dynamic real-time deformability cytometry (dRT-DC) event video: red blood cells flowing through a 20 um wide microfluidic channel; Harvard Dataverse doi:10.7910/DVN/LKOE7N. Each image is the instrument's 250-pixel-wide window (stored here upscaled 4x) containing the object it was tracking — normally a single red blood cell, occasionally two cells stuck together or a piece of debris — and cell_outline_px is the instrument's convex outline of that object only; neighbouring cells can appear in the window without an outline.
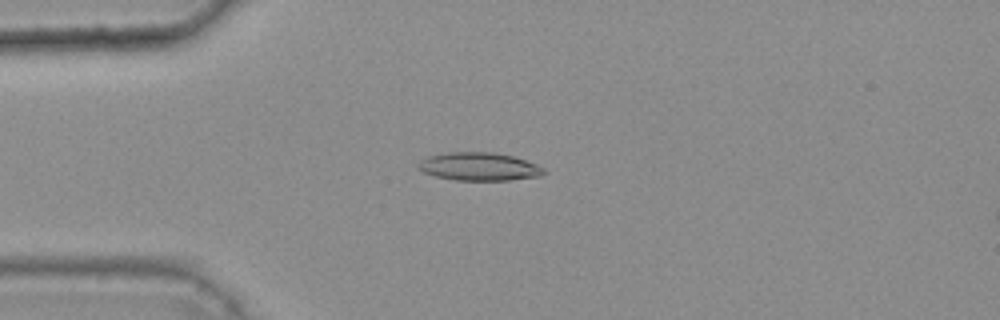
{"species": "common noctule bat (a hibernating species)", "species_latin": "Nyctalus noctula", "temperature_condition": "warm", "stored_images_in_passage": 47, "camera_frame_rate_fps": 3000, "um_per_image_px": 0.085, "animal": {"sex": "female", "body_mass_g": 25.1}, "frame": {"image": 1, "passage_image": 14, "time_ms": 4.333, "image_size_px": [1000, 320], "cell_outline_px": [[544, 172], [540, 176], [508, 180], [456, 180], [436, 176], [424, 172], [416, 164], [420, 160], [428, 156], [448, 152], [496, 152], [512, 156], [536, 164], [544, 168]], "centroid_in_image_um": [40.71, 14.15], "position_along_channel_um": 44.3, "area_um2": 20.4}}
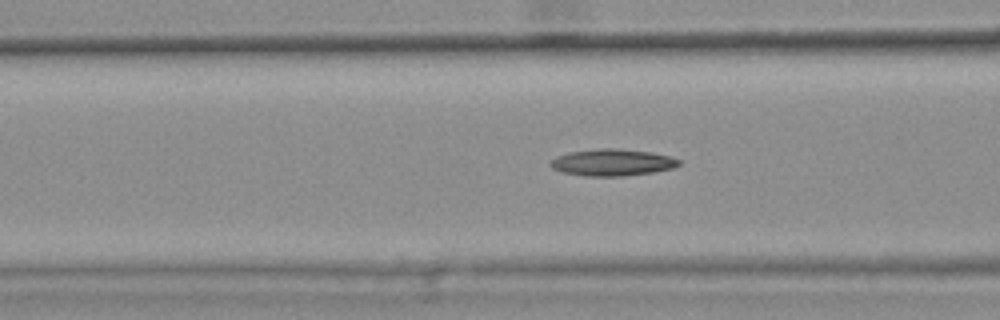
{"frame": {"image": 2, "passage_image": 21, "time_ms": 6.667, "image_size_px": [1000, 320], "cell_outline_px": [[680, 164], [672, 168], [652, 172], [620, 176], [584, 176], [564, 172], [552, 168], [548, 164], [556, 156], [568, 152], [600, 148], [616, 148], [652, 152], [668, 156], [680, 160]], "centroid_in_image_um": [52.01, 13.8], "position_along_channel_um": 114.6, "area_um2": 19.94}}
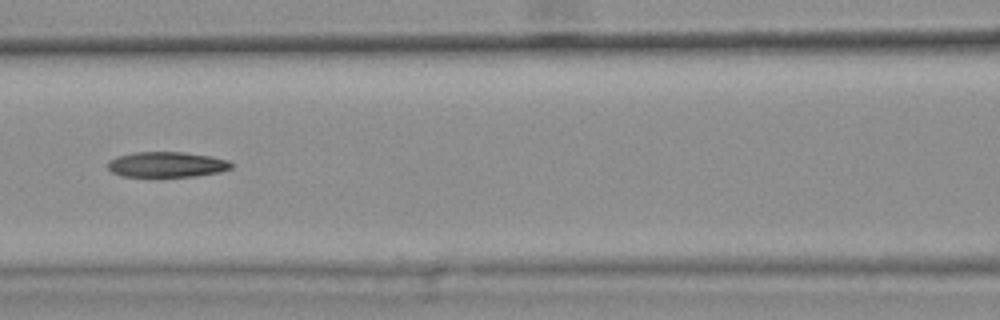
{"frame": {"image": 3, "passage_image": 24, "time_ms": 7.667, "image_size_px": [1000, 320], "cell_outline_px": [[232, 168], [220, 172], [196, 176], [120, 176], [112, 172], [108, 168], [108, 160], [116, 156], [132, 152], [184, 152], [212, 156], [228, 160], [232, 164]], "centroid_in_image_um": [14.17, 13.97], "position_along_channel_um": 152.4, "area_um2": 18.38}}